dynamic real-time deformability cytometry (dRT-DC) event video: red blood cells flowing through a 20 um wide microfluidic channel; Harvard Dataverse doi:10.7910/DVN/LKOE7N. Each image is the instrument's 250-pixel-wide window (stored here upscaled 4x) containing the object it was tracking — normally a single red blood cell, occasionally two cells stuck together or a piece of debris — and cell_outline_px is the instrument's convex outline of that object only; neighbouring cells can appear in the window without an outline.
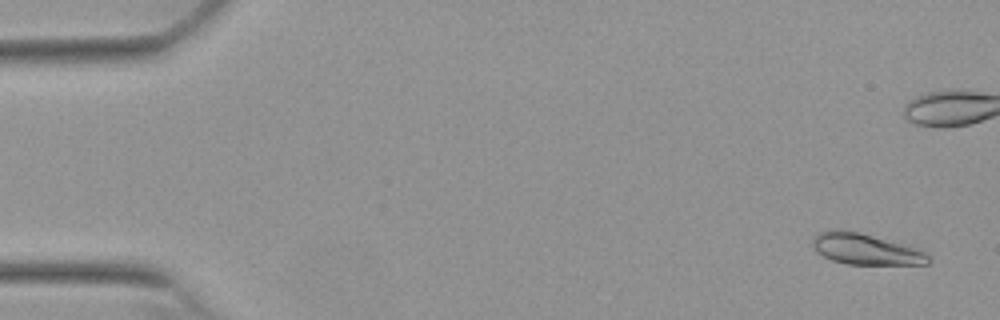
{"species": "Egyptian fruit bat (a non-hibernating species)", "species_latin": "Rousettus aegyptiacus", "temperature_condition": "warm", "stored_images_in_passage": 55, "camera_frame_rate_fps": 3000, "um_per_image_px": 0.085, "animal": {"sex": "female"}, "frame": {"image": 1, "passage_image": 3, "time_ms": 0.667, "image_size_px": [1000, 320], "cell_outline_px": [[932, 260], [928, 264], [848, 264], [832, 260], [816, 252], [812, 244], [812, 240], [820, 232], [836, 228], [860, 232], [912, 248], [924, 252]], "centroid_in_image_um": [73.51, 21.17], "position_along_channel_um": 11.5, "area_um2": 20.46}}
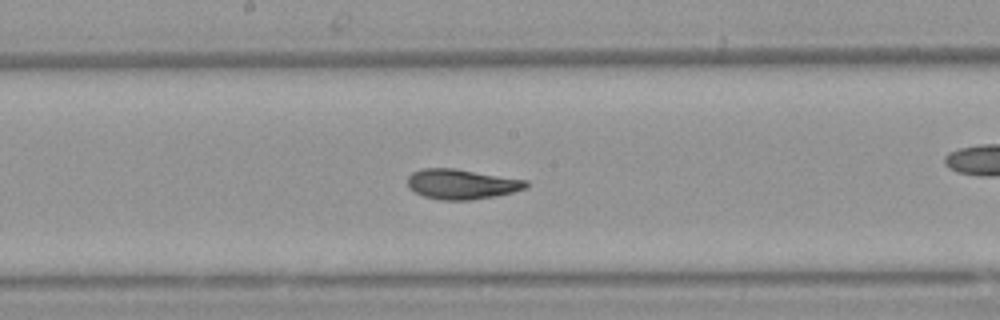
{"frame": {"image": 2, "passage_image": 29, "time_ms": 9.333, "image_size_px": [1000, 320], "cell_outline_px": [[528, 188], [496, 196], [472, 200], [440, 200], [424, 196], [408, 188], [408, 176], [412, 172], [420, 168], [456, 168], [528, 180]], "centroid_in_image_um": [39.25, 15.64], "position_along_channel_um": 209.0, "area_um2": 20.98}}
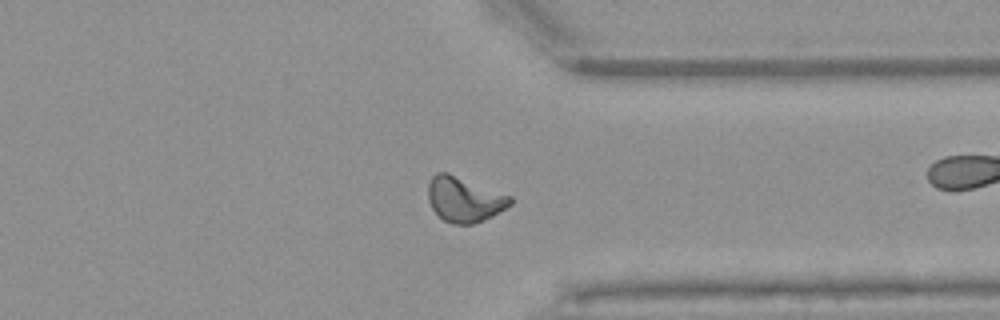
{"frame": {"image": 3, "passage_image": 42, "time_ms": 13.667, "image_size_px": [1000, 320], "cell_outline_px": [[512, 204], [492, 216], [484, 220], [472, 224], [452, 224], [444, 220], [432, 208], [428, 200], [428, 184], [432, 176], [436, 172], [448, 172], [512, 196]], "centroid_in_image_um": [39.46, 16.94], "position_along_channel_um": 371.9, "area_um2": 21.62}, "authors_computed_cell_mechanics": {"area_um2": 20.5768, "velocity_mm_per_s": 3.8168, "shape_relaxation_time_tau1_ms": 4.0208, "shape_relaxation_time_tau2_ms": 1.4816, "deformation_change_tau1": 0.163, "deformation_change_tau2": 0.072}}